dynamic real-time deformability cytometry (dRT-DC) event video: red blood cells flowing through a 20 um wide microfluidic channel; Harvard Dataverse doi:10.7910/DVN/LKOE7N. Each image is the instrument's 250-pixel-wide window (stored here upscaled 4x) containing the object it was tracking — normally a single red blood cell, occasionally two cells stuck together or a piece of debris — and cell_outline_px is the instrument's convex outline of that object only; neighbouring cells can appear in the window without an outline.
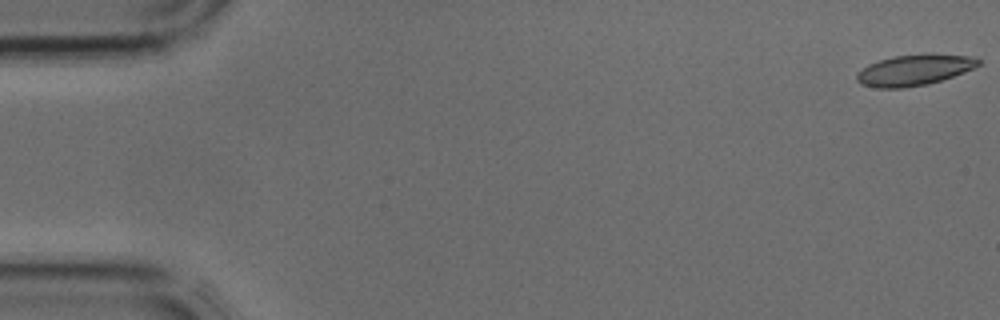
{"species": "common noctule bat (a hibernating species)", "species_latin": "Nyctalus noctula", "temperature_condition": "cold", "stored_images_in_passage": 3, "camera_frame_rate_fps": 3000, "um_per_image_px": 0.085, "animal": {"sex": "male", "body_mass_g": 17.9, "forearm_length_mm": 54.2}, "frame": {"image": 1, "passage_image": 1, "time_ms": 0.0, "image_size_px": [1000, 320], "cell_outline_px": [[980, 64], [964, 72], [928, 84], [904, 88], [876, 88], [860, 84], [856, 80], [856, 72], [868, 64], [892, 56], [924, 52], [932, 52], [976, 56], [980, 60]], "centroid_in_image_um": [77.72, 5.92], "position_along_channel_um": 7.3, "area_um2": 22.54}}
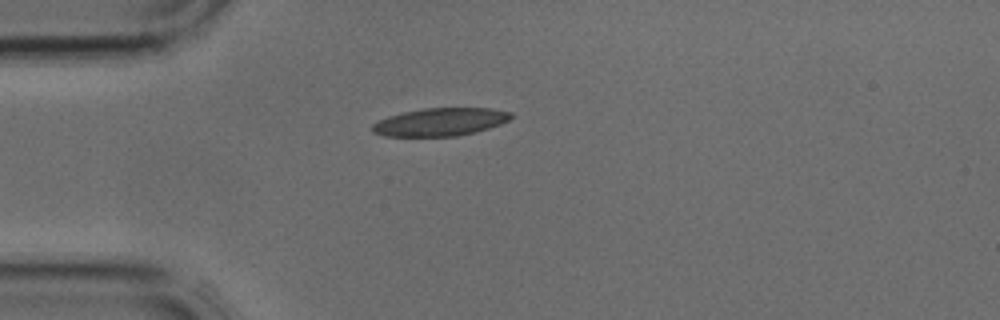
{"frame": {"image": 2, "passage_image": 3, "time_ms": 0.667, "image_size_px": [1000, 320], "cell_outline_px": [[512, 116], [508, 120], [500, 124], [476, 132], [456, 136], [384, 136], [372, 132], [372, 124], [388, 116], [404, 112], [424, 108], [492, 108], [512, 112]], "centroid_in_image_um": [37.43, 10.36], "position_along_channel_um": 47.6, "area_um2": 22.48}}